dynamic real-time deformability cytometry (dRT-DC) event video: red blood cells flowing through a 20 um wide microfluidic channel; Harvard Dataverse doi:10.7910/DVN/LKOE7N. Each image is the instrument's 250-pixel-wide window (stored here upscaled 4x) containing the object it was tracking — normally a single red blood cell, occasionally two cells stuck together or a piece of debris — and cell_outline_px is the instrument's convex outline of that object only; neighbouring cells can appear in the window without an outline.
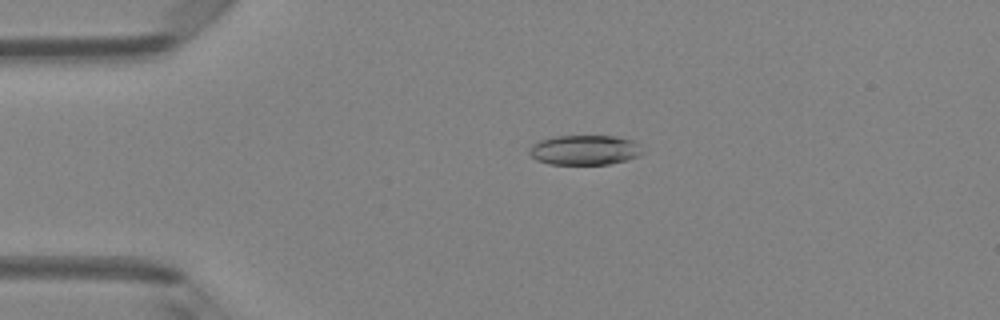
{"species": "Egyptian fruit bat (a non-hibernating species)", "species_latin": "Rousettus aegyptiacus", "temperature_condition": "room temperature", "stored_images_in_passage": 5, "camera_frame_rate_fps": 3000, "um_per_image_px": 0.085, "animal": {"sex": "female"}, "frame": {"image": 1, "passage_image": 4, "time_ms": 1.0, "image_size_px": [1000, 320], "cell_outline_px": [[644, 152], [628, 160], [608, 164], [548, 164], [536, 160], [528, 152], [540, 140], [552, 136], [616, 136], [632, 140]], "centroid_in_image_um": [49.69, 12.75], "position_along_channel_um": 35.3, "area_um2": 19.48}}